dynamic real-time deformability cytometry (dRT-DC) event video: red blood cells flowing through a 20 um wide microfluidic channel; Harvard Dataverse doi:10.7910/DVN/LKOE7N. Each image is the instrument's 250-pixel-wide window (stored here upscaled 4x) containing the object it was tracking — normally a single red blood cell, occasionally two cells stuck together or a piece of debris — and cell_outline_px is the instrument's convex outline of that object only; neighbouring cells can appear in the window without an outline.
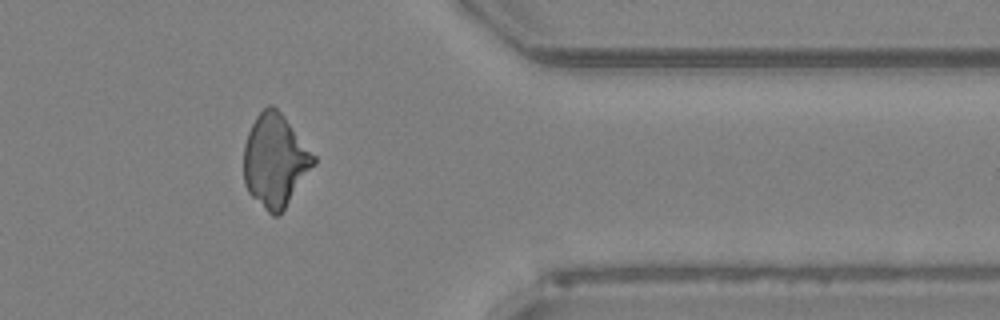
{"species": "Egyptian fruit bat (a non-hibernating species)", "species_latin": "Rousettus aegyptiacus", "temperature_condition": "room temperature", "stored_images_in_passage": 50, "camera_frame_rate_fps": 3000, "um_per_image_px": 0.085, "animal": {"sex": "female"}, "frame": {"image": 1, "passage_image": 41, "time_ms": 13.333, "image_size_px": [1000, 320], "cell_outline_px": [[316, 164], [280, 216], [272, 216], [248, 192], [244, 184], [244, 144], [248, 132], [256, 116], [268, 104], [272, 104], [284, 116], [316, 156]], "centroid_in_image_um": [23.4, 13.67], "position_along_channel_um": 388.0, "area_um2": 38.03}}
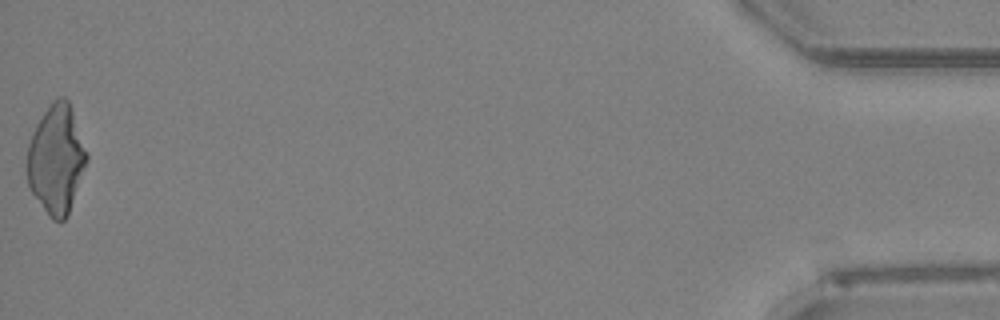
{"frame": {"image": 2, "passage_image": 50, "time_ms": 16.333, "image_size_px": [1000, 320], "cell_outline_px": [[88, 160], [68, 216], [60, 224], [52, 220], [48, 216], [32, 192], [28, 184], [24, 168], [28, 144], [32, 132], [36, 124], [52, 100], [56, 96], [64, 96], [68, 100], [88, 152]], "centroid_in_image_um": [4.77, 13.56], "position_along_channel_um": 430.4, "area_um2": 38.55}}